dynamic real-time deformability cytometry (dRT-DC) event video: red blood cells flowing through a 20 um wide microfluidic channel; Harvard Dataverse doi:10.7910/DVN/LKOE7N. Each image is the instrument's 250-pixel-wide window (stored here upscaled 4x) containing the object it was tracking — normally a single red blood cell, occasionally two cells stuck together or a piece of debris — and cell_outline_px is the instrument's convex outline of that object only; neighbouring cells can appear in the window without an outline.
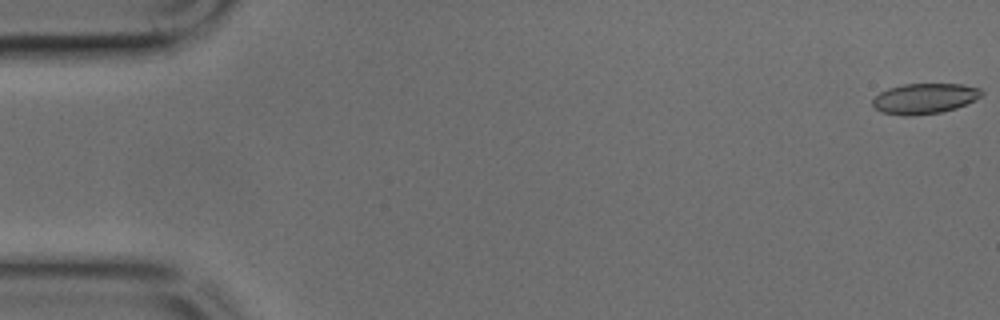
{"species": "common noctule bat (a hibernating species)", "species_latin": "Nyctalus noctula", "temperature_condition": "cold", "stored_images_in_passage": 49, "camera_frame_rate_fps": 3000, "um_per_image_px": 0.085, "animal": {"sex": "male", "body_mass_g": 17.9, "forearm_length_mm": 54.2}, "frame": {"image": 1, "passage_image": 1, "time_ms": 0.0, "image_size_px": [1000, 320], "cell_outline_px": [[984, 92], [980, 96], [956, 108], [940, 112], [908, 116], [904, 116], [880, 112], [872, 104], [872, 100], [880, 92], [888, 88], [904, 84], [964, 84], [980, 88]], "centroid_in_image_um": [78.56, 8.37], "position_along_channel_um": 6.4, "area_um2": 19.19}}
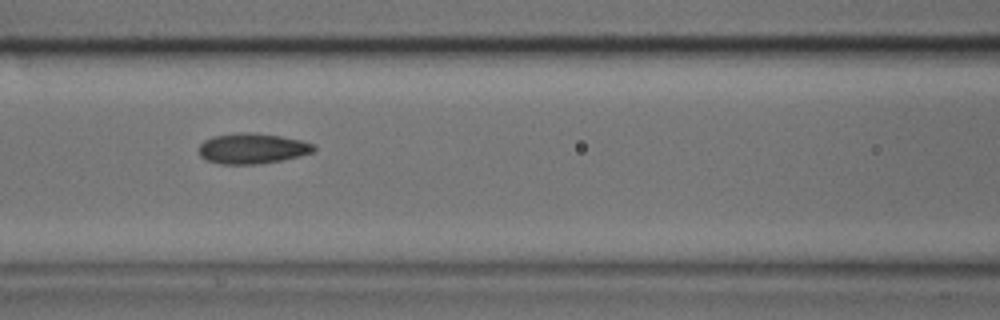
{"frame": {"image": 2, "passage_image": 21, "time_ms": 6.667, "image_size_px": [1000, 320], "cell_outline_px": [[316, 148], [312, 152], [300, 156], [260, 164], [220, 164], [204, 160], [200, 156], [200, 144], [204, 140], [212, 136], [240, 132], [248, 132], [280, 136], [300, 140], [316, 144]], "centroid_in_image_um": [21.43, 12.62], "position_along_channel_um": 145.2, "area_um2": 20.46}}
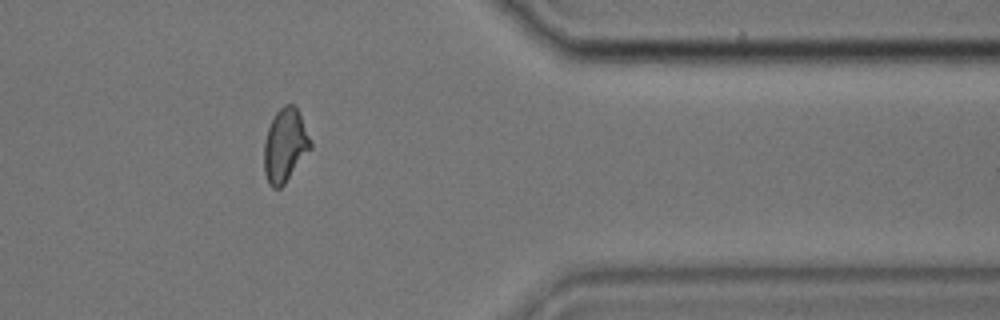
{"frame": {"image": 3, "passage_image": 40, "time_ms": 13.0, "image_size_px": [1000, 320], "cell_outline_px": [[312, 148], [284, 184], [280, 188], [272, 188], [268, 184], [264, 172], [264, 140], [268, 128], [276, 112], [284, 104], [292, 104], [296, 108], [312, 140]], "centroid_in_image_um": [24.23, 12.38], "position_along_channel_um": 387.2, "area_um2": 19.88}}